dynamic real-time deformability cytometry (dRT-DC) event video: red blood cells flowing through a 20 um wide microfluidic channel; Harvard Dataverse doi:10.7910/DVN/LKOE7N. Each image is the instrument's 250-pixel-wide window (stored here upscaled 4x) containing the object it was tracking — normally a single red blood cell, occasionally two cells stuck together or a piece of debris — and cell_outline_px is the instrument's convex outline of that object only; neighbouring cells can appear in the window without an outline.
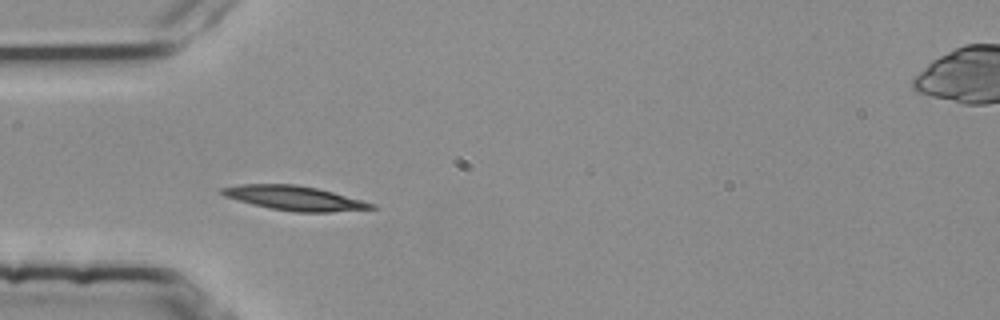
{"species": "common noctule bat (a hibernating species)", "species_latin": "Nyctalus noctula", "temperature_condition": "room temperature", "stored_images_in_passage": 1, "camera_frame_rate_fps": 3000, "um_per_image_px": 0.085, "animal": {"sex": "female", "body_mass_g": 25.1}, "frame": {"image": 1, "passage_image": 1, "time_ms": 0.0, "image_size_px": [1000, 320], "cell_outline_px": [[380, 208], [328, 212], [296, 212], [272, 208], [252, 204], [224, 196], [220, 192], [220, 188], [240, 184], [296, 184], [316, 188], [332, 192], [376, 204]], "centroid_in_image_um": [25.04, 16.83], "position_along_channel_um": 60.0, "area_um2": 21.1}}